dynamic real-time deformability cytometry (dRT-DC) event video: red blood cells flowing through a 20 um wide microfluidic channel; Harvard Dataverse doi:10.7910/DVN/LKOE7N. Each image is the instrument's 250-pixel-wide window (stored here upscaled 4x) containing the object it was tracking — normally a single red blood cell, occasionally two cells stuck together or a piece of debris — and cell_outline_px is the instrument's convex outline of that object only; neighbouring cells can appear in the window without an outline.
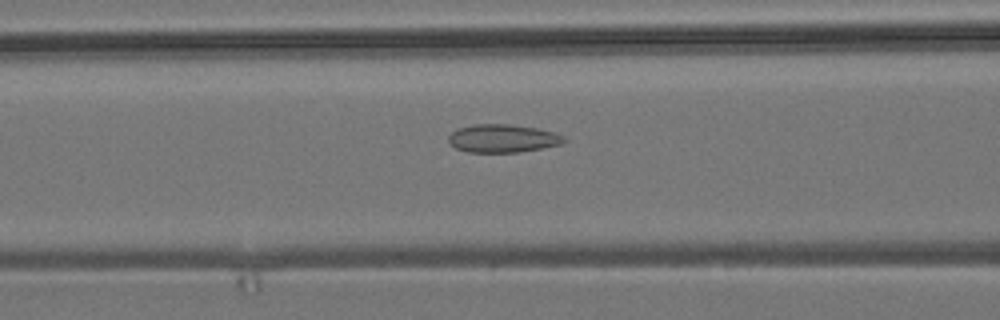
{"species": "common noctule bat (a hibernating species)", "species_latin": "Nyctalus noctula", "temperature_condition": "room temperature", "stored_images_in_passage": 47, "camera_frame_rate_fps": 3000, "um_per_image_px": 0.085, "animal": {"sex": "male", "body_mass_g": 19.2, "forearm_length_mm": 51.8}, "frame": {"image": 1, "passage_image": 15, "time_ms": 4.667, "image_size_px": [1000, 320], "cell_outline_px": [[568, 140], [560, 144], [520, 152], [468, 152], [456, 148], [448, 144], [448, 136], [456, 128], [476, 124], [508, 124], [536, 128], [556, 132], [564, 136]], "centroid_in_image_um": [42.71, 11.76], "position_along_channel_um": 123.9, "area_um2": 19.02}}
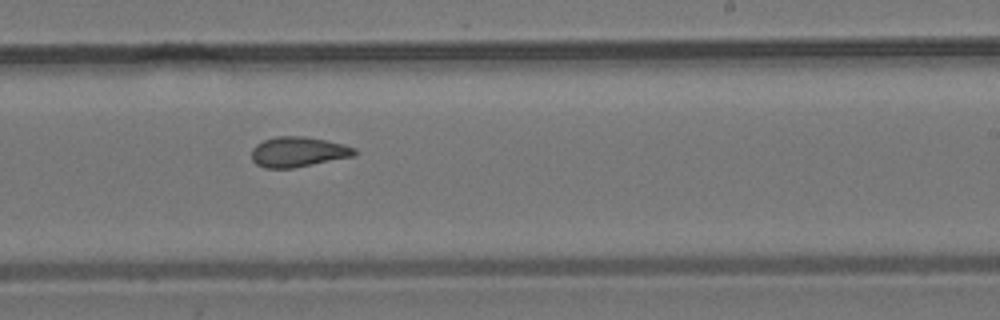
{"frame": {"image": 2, "passage_image": 26, "time_ms": 8.333, "image_size_px": [1000, 320], "cell_outline_px": [[360, 152], [356, 156], [292, 168], [264, 168], [256, 164], [252, 160], [252, 148], [256, 144], [264, 140], [276, 136], [304, 136], [344, 144], [356, 148]], "centroid_in_image_um": [25.38, 12.91], "position_along_channel_um": 263.6, "area_um2": 18.26}}
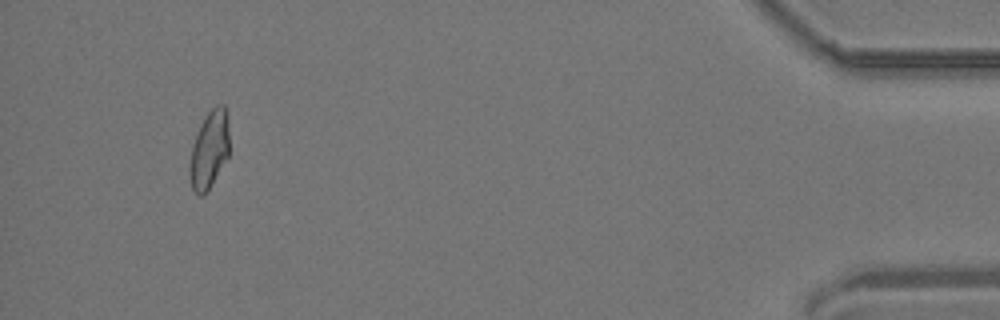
{"frame": {"image": 3, "passage_image": 44, "time_ms": 14.333, "image_size_px": [1000, 320], "cell_outline_px": [[228, 156], [204, 196], [200, 196], [192, 188], [188, 172], [188, 164], [192, 144], [200, 124], [208, 112], [216, 104], [224, 104], [228, 116]], "centroid_in_image_um": [17.76, 12.71], "position_along_channel_um": 417.4, "area_um2": 18.03}, "authors_computed_cell_mechanics": {"area_um2": 18.3226, "velocity_mm_per_s": 3.8235, "shape_relaxation_time_tau1_ms": null, "shape_relaxation_time_tau2_ms": 1.7931, "deformation_change_tau1": null, "deformation_change_tau2": 0.0887}}